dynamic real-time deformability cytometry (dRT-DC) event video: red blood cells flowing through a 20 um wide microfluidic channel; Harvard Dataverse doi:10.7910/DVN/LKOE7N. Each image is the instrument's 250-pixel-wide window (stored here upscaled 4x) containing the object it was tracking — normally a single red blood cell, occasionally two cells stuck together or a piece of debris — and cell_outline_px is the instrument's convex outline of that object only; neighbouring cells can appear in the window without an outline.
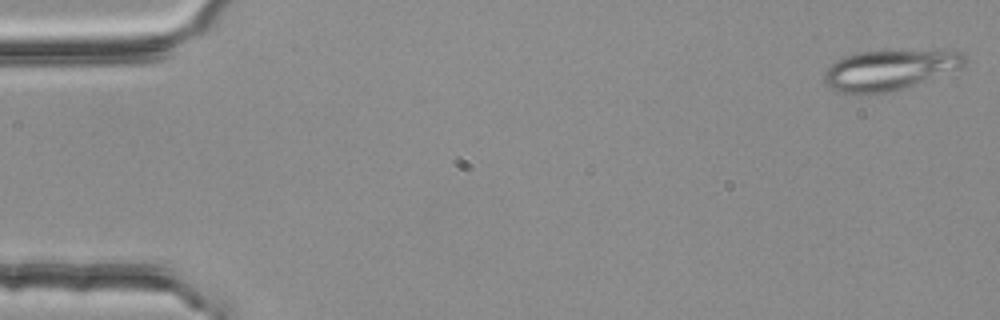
{"species": "common noctule bat (a hibernating species)", "species_latin": "Nyctalus noctula", "temperature_condition": "room temperature", "stored_images_in_passage": 54, "segment_of_instrument_passage": [1, 2], "camera_frame_rate_fps": 3000, "um_per_image_px": 0.085, "animal": {"sex": "female", "body_mass_g": 25.1}, "frame": {"image": 1, "passage_image": 1, "time_ms": 0.0, "image_size_px": [1000, 320], "cell_outline_px": [[968, 60], [964, 68], [904, 88], [868, 96], [860, 96], [840, 92], [832, 88], [824, 80], [824, 72], [836, 60], [844, 56], [856, 52], [884, 48], [888, 48], [964, 52], [968, 56]], "centroid_in_image_um": [75.66, 5.92], "position_along_channel_um": 9.3, "area_um2": 34.51}}